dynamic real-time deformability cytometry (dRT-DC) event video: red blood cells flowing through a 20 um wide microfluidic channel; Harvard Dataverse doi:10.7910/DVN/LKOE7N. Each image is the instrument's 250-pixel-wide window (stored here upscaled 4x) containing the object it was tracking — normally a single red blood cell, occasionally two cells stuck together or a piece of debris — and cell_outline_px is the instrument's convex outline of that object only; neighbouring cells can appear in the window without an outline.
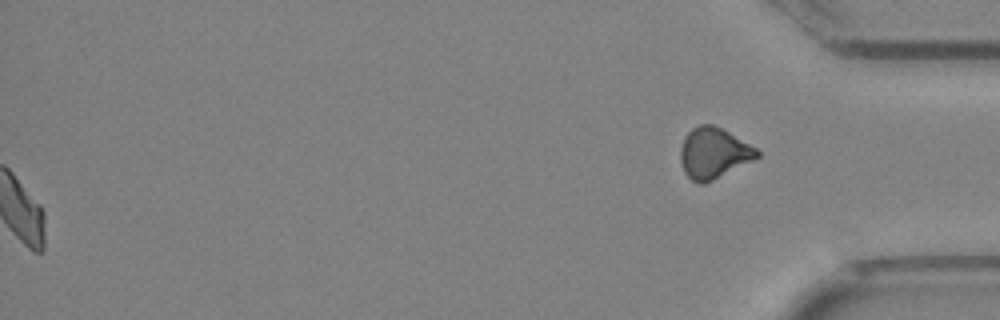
{"species": "Egyptian fruit bat (a non-hibernating species)", "species_latin": "Rousettus aegyptiacus", "temperature_condition": "cold", "stored_images_in_passage": 44, "segment_of_instrument_passage": [2, 2], "camera_frame_rate_fps": 3000, "um_per_image_px": 0.085, "animal": {"sex": "female"}, "frame": {"image": 1, "passage_image": 44, "time_ms": 14.333, "image_size_px": [1000, 320], "cell_outline_px": [[760, 156], [704, 184], [700, 184], [692, 180], [684, 172], [680, 160], [680, 148], [684, 136], [692, 128], [700, 124], [712, 124], [728, 132], [756, 148], [760, 152]], "centroid_in_image_um": [60.62, 13.0], "position_along_channel_um": 374.6, "area_um2": 22.37}}